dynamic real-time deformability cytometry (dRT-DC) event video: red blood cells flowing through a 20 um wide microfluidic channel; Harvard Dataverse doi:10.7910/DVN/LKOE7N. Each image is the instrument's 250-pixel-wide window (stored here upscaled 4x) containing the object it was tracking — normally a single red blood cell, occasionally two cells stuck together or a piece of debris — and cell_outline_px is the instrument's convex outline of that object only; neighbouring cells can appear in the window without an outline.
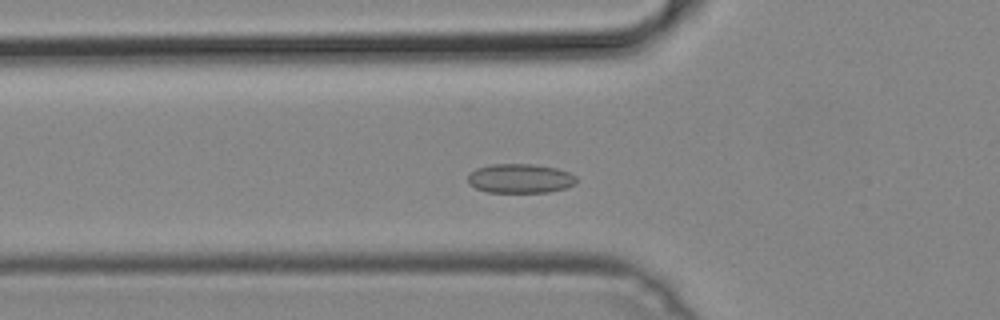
{"species": "common noctule bat (a hibernating species)", "species_latin": "Nyctalus noctula", "temperature_condition": "cold", "stored_images_in_passage": 45, "camera_frame_rate_fps": 3000, "um_per_image_px": 0.085, "animal": {"sex": "male", "body_mass_g": 19.2, "forearm_length_mm": 51.8}, "frame": {"image": 1, "passage_image": 12, "time_ms": 3.667, "image_size_px": [1000, 320], "cell_outline_px": [[576, 184], [564, 188], [548, 192], [488, 192], [476, 188], [468, 184], [468, 172], [476, 168], [492, 164], [536, 164], [556, 168], [568, 172], [576, 176]], "centroid_in_image_um": [44.19, 15.16], "position_along_channel_um": 81.6, "area_um2": 18.61}}
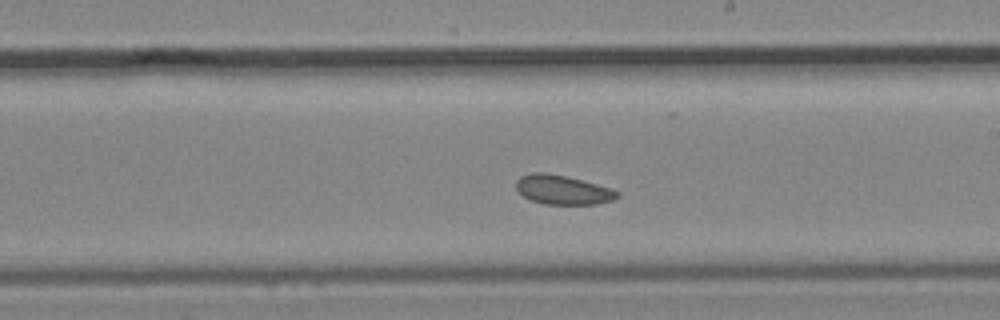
{"frame": {"image": 2, "passage_image": 24, "time_ms": 7.667, "image_size_px": [1000, 320], "cell_outline_px": [[620, 196], [612, 200], [596, 204], [544, 204], [532, 200], [524, 196], [516, 188], [516, 180], [520, 176], [532, 172], [548, 172], [612, 188], [620, 192]], "centroid_in_image_um": [47.83, 16.13], "position_along_channel_um": 241.2, "area_um2": 17.17}}
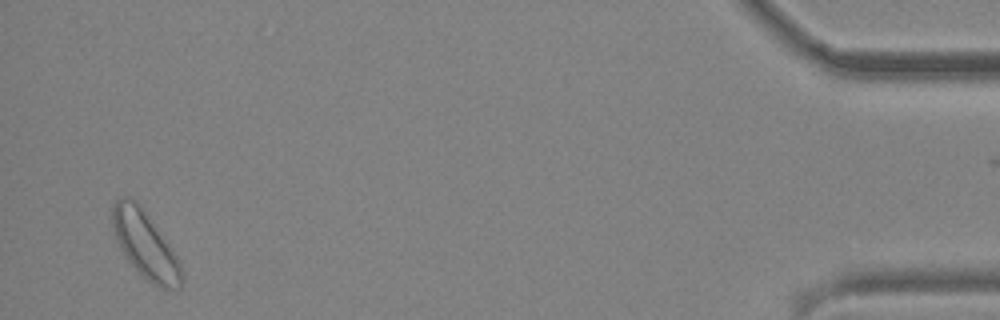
{"frame": {"image": 3, "passage_image": 44, "time_ms": 14.333, "image_size_px": [1000, 320], "cell_outline_px": [[184, 284], [180, 288], [160, 288], [152, 284], [128, 260], [120, 248], [112, 232], [112, 204], [120, 196], [132, 196], [140, 204], [172, 248], [180, 260]], "centroid_in_image_um": [12.34, 20.77], "position_along_channel_um": 422.9, "area_um2": 27.22}}